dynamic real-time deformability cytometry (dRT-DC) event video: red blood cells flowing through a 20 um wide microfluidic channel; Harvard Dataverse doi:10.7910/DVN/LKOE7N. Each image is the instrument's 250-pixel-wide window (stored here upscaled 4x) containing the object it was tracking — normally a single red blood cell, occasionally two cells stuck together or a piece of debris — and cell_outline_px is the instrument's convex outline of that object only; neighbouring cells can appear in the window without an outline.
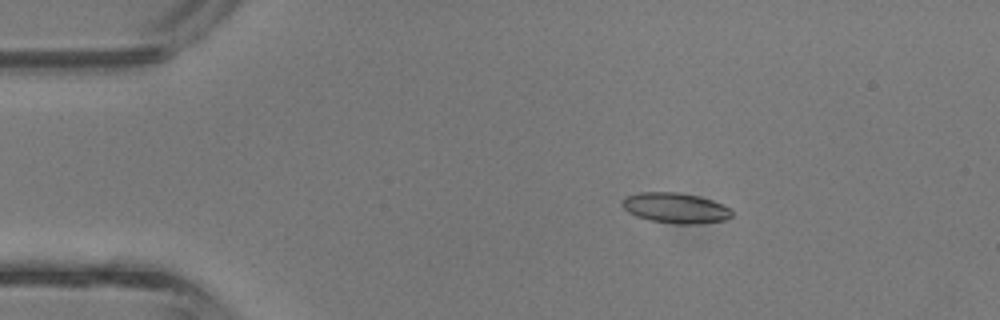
{"species": "common noctule bat (a hibernating species)", "species_latin": "Nyctalus noctula", "temperature_condition": "room temperature", "stored_images_in_passage": 3, "camera_frame_rate_fps": 3000, "um_per_image_px": 0.085, "animal": {"sex": "male", "body_mass_g": 13.3}, "frame": {"image": 1, "passage_image": 2, "time_ms": 0.333, "image_size_px": [1000, 320], "cell_outline_px": [[732, 216], [724, 220], [696, 224], [676, 224], [652, 220], [636, 216], [628, 212], [620, 204], [620, 200], [624, 196], [640, 192], [676, 192], [696, 196], [712, 200], [728, 208], [732, 212]], "centroid_in_image_um": [57.35, 17.67], "position_along_channel_um": 27.7, "area_um2": 19.31}}